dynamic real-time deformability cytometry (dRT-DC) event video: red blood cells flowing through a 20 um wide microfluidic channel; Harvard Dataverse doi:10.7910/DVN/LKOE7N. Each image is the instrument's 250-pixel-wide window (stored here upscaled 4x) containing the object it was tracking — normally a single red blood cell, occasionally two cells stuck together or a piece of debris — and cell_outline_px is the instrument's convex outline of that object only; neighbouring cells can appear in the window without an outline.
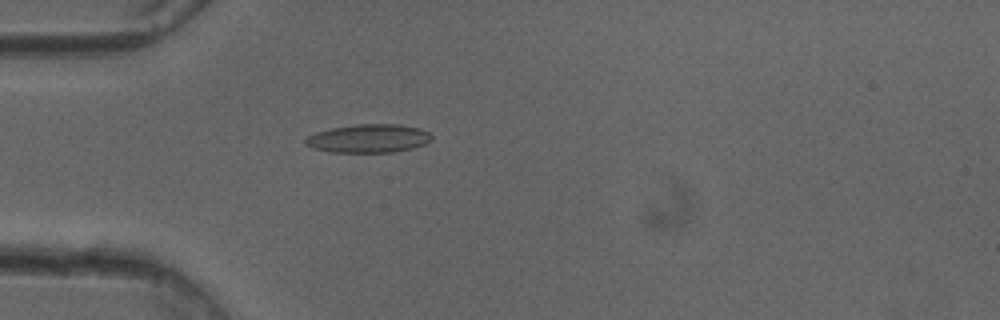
{"species": "common noctule bat (a hibernating species)", "species_latin": "Nyctalus noctula", "temperature_condition": "cold", "stored_images_in_passage": 51, "camera_frame_rate_fps": 3000, "um_per_image_px": 0.085, "animal": {"sex": "female"}, "frame": {"image": 1, "passage_image": 15, "time_ms": 4.667, "image_size_px": [1000, 320], "cell_outline_px": [[432, 140], [424, 144], [412, 148], [396, 152], [332, 152], [316, 148], [304, 144], [304, 140], [308, 136], [316, 132], [332, 128], [356, 124], [400, 124], [420, 128], [428, 132], [432, 136]], "centroid_in_image_um": [31.36, 11.76], "position_along_channel_um": 53.6, "area_um2": 20.87}}
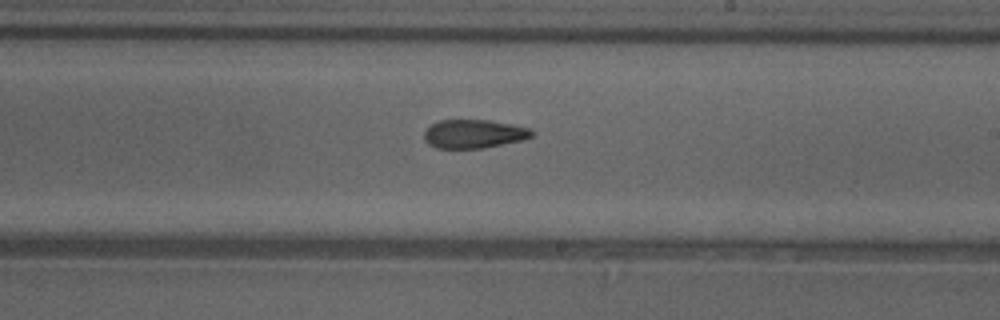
{"frame": {"image": 2, "passage_image": 30, "time_ms": 9.667, "image_size_px": [1000, 320], "cell_outline_px": [[532, 136], [520, 140], [484, 148], [436, 148], [428, 144], [424, 140], [424, 132], [432, 124], [440, 120], [488, 120], [512, 124], [532, 128]], "centroid_in_image_um": [40.26, 11.38], "position_along_channel_um": 248.7, "area_um2": 17.86}}
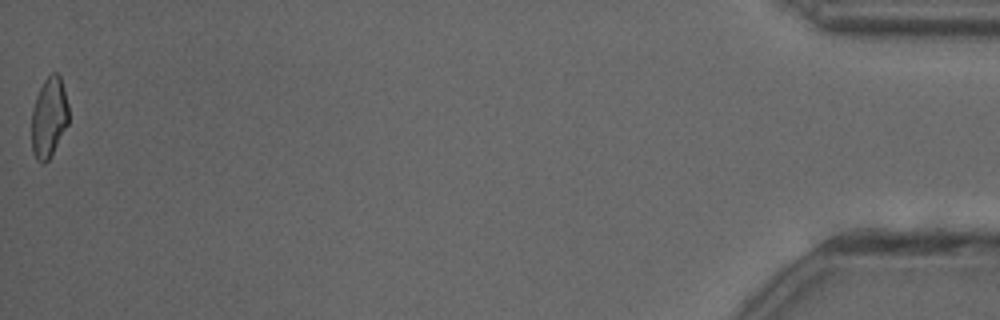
{"frame": {"image": 3, "passage_image": 51, "time_ms": 16.667, "image_size_px": [1000, 320], "cell_outline_px": [[68, 124], [48, 160], [44, 164], [40, 164], [36, 160], [32, 152], [32, 108], [36, 96], [44, 80], [52, 72], [56, 72], [60, 76], [68, 104]], "centroid_in_image_um": [4.15, 9.99], "position_along_channel_um": 431.1, "area_um2": 17.28}, "authors_computed_cell_mechanics": {"area_um2": 18.9006, "velocity_mm_per_s": 4.0544, "shape_relaxation_time_tau1_ms": null, "shape_relaxation_time_tau2_ms": 3.1655, "deformation_change_tau1": null, "deformation_change_tau2": 0.1117}}